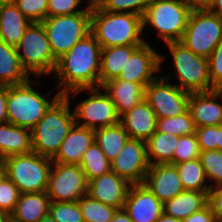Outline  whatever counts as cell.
Instances as JSON below:
<instances>
[{
  "label": "cell",
  "mask_w": 222,
  "mask_h": 222,
  "mask_svg": "<svg viewBox=\"0 0 222 222\" xmlns=\"http://www.w3.org/2000/svg\"><path fill=\"white\" fill-rule=\"evenodd\" d=\"M102 47L90 33L57 59L56 88L61 95L83 88L100 87Z\"/></svg>",
  "instance_id": "cell-1"
},
{
  "label": "cell",
  "mask_w": 222,
  "mask_h": 222,
  "mask_svg": "<svg viewBox=\"0 0 222 222\" xmlns=\"http://www.w3.org/2000/svg\"><path fill=\"white\" fill-rule=\"evenodd\" d=\"M90 33L102 48L142 45V16L133 13L109 12L91 3Z\"/></svg>",
  "instance_id": "cell-2"
},
{
  "label": "cell",
  "mask_w": 222,
  "mask_h": 222,
  "mask_svg": "<svg viewBox=\"0 0 222 222\" xmlns=\"http://www.w3.org/2000/svg\"><path fill=\"white\" fill-rule=\"evenodd\" d=\"M70 100L62 95L31 129L32 149L40 156L52 159L76 123Z\"/></svg>",
  "instance_id": "cell-3"
},
{
  "label": "cell",
  "mask_w": 222,
  "mask_h": 222,
  "mask_svg": "<svg viewBox=\"0 0 222 222\" xmlns=\"http://www.w3.org/2000/svg\"><path fill=\"white\" fill-rule=\"evenodd\" d=\"M33 84V85H32ZM34 80L19 85L7 86L8 122L19 127L32 129L44 116L47 110L62 96L58 91L44 95L35 90Z\"/></svg>",
  "instance_id": "cell-4"
},
{
  "label": "cell",
  "mask_w": 222,
  "mask_h": 222,
  "mask_svg": "<svg viewBox=\"0 0 222 222\" xmlns=\"http://www.w3.org/2000/svg\"><path fill=\"white\" fill-rule=\"evenodd\" d=\"M190 13L183 0H150L142 17L143 32L149 25L164 43L180 41Z\"/></svg>",
  "instance_id": "cell-5"
},
{
  "label": "cell",
  "mask_w": 222,
  "mask_h": 222,
  "mask_svg": "<svg viewBox=\"0 0 222 222\" xmlns=\"http://www.w3.org/2000/svg\"><path fill=\"white\" fill-rule=\"evenodd\" d=\"M172 56L174 75L180 89L188 93L209 92L215 90L209 75L207 58L194 54L179 41L165 43Z\"/></svg>",
  "instance_id": "cell-6"
},
{
  "label": "cell",
  "mask_w": 222,
  "mask_h": 222,
  "mask_svg": "<svg viewBox=\"0 0 222 222\" xmlns=\"http://www.w3.org/2000/svg\"><path fill=\"white\" fill-rule=\"evenodd\" d=\"M17 55L29 75L52 77L57 59L54 57L46 31L41 22H32L16 46Z\"/></svg>",
  "instance_id": "cell-7"
},
{
  "label": "cell",
  "mask_w": 222,
  "mask_h": 222,
  "mask_svg": "<svg viewBox=\"0 0 222 222\" xmlns=\"http://www.w3.org/2000/svg\"><path fill=\"white\" fill-rule=\"evenodd\" d=\"M7 177L21 193L46 192L52 159L31 151L4 158Z\"/></svg>",
  "instance_id": "cell-8"
},
{
  "label": "cell",
  "mask_w": 222,
  "mask_h": 222,
  "mask_svg": "<svg viewBox=\"0 0 222 222\" xmlns=\"http://www.w3.org/2000/svg\"><path fill=\"white\" fill-rule=\"evenodd\" d=\"M56 59L90 34L91 4L82 13L47 17L42 22Z\"/></svg>",
  "instance_id": "cell-9"
},
{
  "label": "cell",
  "mask_w": 222,
  "mask_h": 222,
  "mask_svg": "<svg viewBox=\"0 0 222 222\" xmlns=\"http://www.w3.org/2000/svg\"><path fill=\"white\" fill-rule=\"evenodd\" d=\"M85 91L90 94L89 97L80 100L73 108L77 125L95 130L120 122V116L114 103L102 87L75 89L69 91L65 96L71 98L72 94L73 98L79 93H86Z\"/></svg>",
  "instance_id": "cell-10"
},
{
  "label": "cell",
  "mask_w": 222,
  "mask_h": 222,
  "mask_svg": "<svg viewBox=\"0 0 222 222\" xmlns=\"http://www.w3.org/2000/svg\"><path fill=\"white\" fill-rule=\"evenodd\" d=\"M222 39V20L209 10L191 11L181 40L194 54L209 58Z\"/></svg>",
  "instance_id": "cell-11"
},
{
  "label": "cell",
  "mask_w": 222,
  "mask_h": 222,
  "mask_svg": "<svg viewBox=\"0 0 222 222\" xmlns=\"http://www.w3.org/2000/svg\"><path fill=\"white\" fill-rule=\"evenodd\" d=\"M170 78V74L158 75L145 87L144 100L157 118L175 117L188 109L190 93L170 83Z\"/></svg>",
  "instance_id": "cell-12"
},
{
  "label": "cell",
  "mask_w": 222,
  "mask_h": 222,
  "mask_svg": "<svg viewBox=\"0 0 222 222\" xmlns=\"http://www.w3.org/2000/svg\"><path fill=\"white\" fill-rule=\"evenodd\" d=\"M88 182L79 165L52 163L46 193L50 201L75 202L87 195Z\"/></svg>",
  "instance_id": "cell-13"
},
{
  "label": "cell",
  "mask_w": 222,
  "mask_h": 222,
  "mask_svg": "<svg viewBox=\"0 0 222 222\" xmlns=\"http://www.w3.org/2000/svg\"><path fill=\"white\" fill-rule=\"evenodd\" d=\"M149 169L146 141L128 139L119 155L111 161V171L130 184L144 183Z\"/></svg>",
  "instance_id": "cell-14"
},
{
  "label": "cell",
  "mask_w": 222,
  "mask_h": 222,
  "mask_svg": "<svg viewBox=\"0 0 222 222\" xmlns=\"http://www.w3.org/2000/svg\"><path fill=\"white\" fill-rule=\"evenodd\" d=\"M166 59L163 54L156 52L152 44L144 42L127 60L120 72L118 79L139 83L144 88L153 81L161 69L162 62Z\"/></svg>",
  "instance_id": "cell-15"
},
{
  "label": "cell",
  "mask_w": 222,
  "mask_h": 222,
  "mask_svg": "<svg viewBox=\"0 0 222 222\" xmlns=\"http://www.w3.org/2000/svg\"><path fill=\"white\" fill-rule=\"evenodd\" d=\"M124 210L132 222H156L163 213V203L145 184H131Z\"/></svg>",
  "instance_id": "cell-16"
},
{
  "label": "cell",
  "mask_w": 222,
  "mask_h": 222,
  "mask_svg": "<svg viewBox=\"0 0 222 222\" xmlns=\"http://www.w3.org/2000/svg\"><path fill=\"white\" fill-rule=\"evenodd\" d=\"M131 184L113 171L88 182L87 195L105 205L123 209Z\"/></svg>",
  "instance_id": "cell-17"
},
{
  "label": "cell",
  "mask_w": 222,
  "mask_h": 222,
  "mask_svg": "<svg viewBox=\"0 0 222 222\" xmlns=\"http://www.w3.org/2000/svg\"><path fill=\"white\" fill-rule=\"evenodd\" d=\"M162 203L184 191L174 164L149 165L144 183Z\"/></svg>",
  "instance_id": "cell-18"
},
{
  "label": "cell",
  "mask_w": 222,
  "mask_h": 222,
  "mask_svg": "<svg viewBox=\"0 0 222 222\" xmlns=\"http://www.w3.org/2000/svg\"><path fill=\"white\" fill-rule=\"evenodd\" d=\"M222 90L190 93L188 110L191 113L195 128L222 125Z\"/></svg>",
  "instance_id": "cell-19"
},
{
  "label": "cell",
  "mask_w": 222,
  "mask_h": 222,
  "mask_svg": "<svg viewBox=\"0 0 222 222\" xmlns=\"http://www.w3.org/2000/svg\"><path fill=\"white\" fill-rule=\"evenodd\" d=\"M94 142V130L76 123L60 145L53 162L62 164L79 165L85 151Z\"/></svg>",
  "instance_id": "cell-20"
},
{
  "label": "cell",
  "mask_w": 222,
  "mask_h": 222,
  "mask_svg": "<svg viewBox=\"0 0 222 222\" xmlns=\"http://www.w3.org/2000/svg\"><path fill=\"white\" fill-rule=\"evenodd\" d=\"M120 123L130 139L147 141L156 131L157 117L150 105L143 100L122 114Z\"/></svg>",
  "instance_id": "cell-21"
},
{
  "label": "cell",
  "mask_w": 222,
  "mask_h": 222,
  "mask_svg": "<svg viewBox=\"0 0 222 222\" xmlns=\"http://www.w3.org/2000/svg\"><path fill=\"white\" fill-rule=\"evenodd\" d=\"M101 87L111 98L119 116L144 100L145 88L139 83L115 78L105 82Z\"/></svg>",
  "instance_id": "cell-22"
},
{
  "label": "cell",
  "mask_w": 222,
  "mask_h": 222,
  "mask_svg": "<svg viewBox=\"0 0 222 222\" xmlns=\"http://www.w3.org/2000/svg\"><path fill=\"white\" fill-rule=\"evenodd\" d=\"M15 3H0V40L16 47L31 24Z\"/></svg>",
  "instance_id": "cell-23"
},
{
  "label": "cell",
  "mask_w": 222,
  "mask_h": 222,
  "mask_svg": "<svg viewBox=\"0 0 222 222\" xmlns=\"http://www.w3.org/2000/svg\"><path fill=\"white\" fill-rule=\"evenodd\" d=\"M49 205L46 192L21 193L10 216L16 222H38L48 215Z\"/></svg>",
  "instance_id": "cell-24"
},
{
  "label": "cell",
  "mask_w": 222,
  "mask_h": 222,
  "mask_svg": "<svg viewBox=\"0 0 222 222\" xmlns=\"http://www.w3.org/2000/svg\"><path fill=\"white\" fill-rule=\"evenodd\" d=\"M33 151L31 130L9 122L0 124V158Z\"/></svg>",
  "instance_id": "cell-25"
},
{
  "label": "cell",
  "mask_w": 222,
  "mask_h": 222,
  "mask_svg": "<svg viewBox=\"0 0 222 222\" xmlns=\"http://www.w3.org/2000/svg\"><path fill=\"white\" fill-rule=\"evenodd\" d=\"M208 204V192L184 190L163 203V212L183 220Z\"/></svg>",
  "instance_id": "cell-26"
},
{
  "label": "cell",
  "mask_w": 222,
  "mask_h": 222,
  "mask_svg": "<svg viewBox=\"0 0 222 222\" xmlns=\"http://www.w3.org/2000/svg\"><path fill=\"white\" fill-rule=\"evenodd\" d=\"M30 79L20 62L16 47L0 40V85H19Z\"/></svg>",
  "instance_id": "cell-27"
},
{
  "label": "cell",
  "mask_w": 222,
  "mask_h": 222,
  "mask_svg": "<svg viewBox=\"0 0 222 222\" xmlns=\"http://www.w3.org/2000/svg\"><path fill=\"white\" fill-rule=\"evenodd\" d=\"M140 45H124L102 48L100 66V87L119 76L127 60Z\"/></svg>",
  "instance_id": "cell-28"
},
{
  "label": "cell",
  "mask_w": 222,
  "mask_h": 222,
  "mask_svg": "<svg viewBox=\"0 0 222 222\" xmlns=\"http://www.w3.org/2000/svg\"><path fill=\"white\" fill-rule=\"evenodd\" d=\"M179 136L155 131L146 141L149 165L171 163Z\"/></svg>",
  "instance_id": "cell-29"
},
{
  "label": "cell",
  "mask_w": 222,
  "mask_h": 222,
  "mask_svg": "<svg viewBox=\"0 0 222 222\" xmlns=\"http://www.w3.org/2000/svg\"><path fill=\"white\" fill-rule=\"evenodd\" d=\"M128 139L129 135L120 122L94 130V141L110 162L119 155Z\"/></svg>",
  "instance_id": "cell-30"
},
{
  "label": "cell",
  "mask_w": 222,
  "mask_h": 222,
  "mask_svg": "<svg viewBox=\"0 0 222 222\" xmlns=\"http://www.w3.org/2000/svg\"><path fill=\"white\" fill-rule=\"evenodd\" d=\"M174 165L184 190L199 192H209L211 190L209 182H206V174L199 158Z\"/></svg>",
  "instance_id": "cell-31"
},
{
  "label": "cell",
  "mask_w": 222,
  "mask_h": 222,
  "mask_svg": "<svg viewBox=\"0 0 222 222\" xmlns=\"http://www.w3.org/2000/svg\"><path fill=\"white\" fill-rule=\"evenodd\" d=\"M79 166L85 174L87 182L111 171V162L95 141L85 151Z\"/></svg>",
  "instance_id": "cell-32"
},
{
  "label": "cell",
  "mask_w": 222,
  "mask_h": 222,
  "mask_svg": "<svg viewBox=\"0 0 222 222\" xmlns=\"http://www.w3.org/2000/svg\"><path fill=\"white\" fill-rule=\"evenodd\" d=\"M195 129L188 109L183 114L175 117L157 118V132L174 134L180 137L195 134Z\"/></svg>",
  "instance_id": "cell-33"
},
{
  "label": "cell",
  "mask_w": 222,
  "mask_h": 222,
  "mask_svg": "<svg viewBox=\"0 0 222 222\" xmlns=\"http://www.w3.org/2000/svg\"><path fill=\"white\" fill-rule=\"evenodd\" d=\"M79 205L84 222H111L118 208L105 205L102 202L82 196Z\"/></svg>",
  "instance_id": "cell-34"
},
{
  "label": "cell",
  "mask_w": 222,
  "mask_h": 222,
  "mask_svg": "<svg viewBox=\"0 0 222 222\" xmlns=\"http://www.w3.org/2000/svg\"><path fill=\"white\" fill-rule=\"evenodd\" d=\"M199 159L211 189L222 186V151H201Z\"/></svg>",
  "instance_id": "cell-35"
},
{
  "label": "cell",
  "mask_w": 222,
  "mask_h": 222,
  "mask_svg": "<svg viewBox=\"0 0 222 222\" xmlns=\"http://www.w3.org/2000/svg\"><path fill=\"white\" fill-rule=\"evenodd\" d=\"M92 2L104 11L133 13L143 17L150 0H92Z\"/></svg>",
  "instance_id": "cell-36"
},
{
  "label": "cell",
  "mask_w": 222,
  "mask_h": 222,
  "mask_svg": "<svg viewBox=\"0 0 222 222\" xmlns=\"http://www.w3.org/2000/svg\"><path fill=\"white\" fill-rule=\"evenodd\" d=\"M48 214L57 222H84L78 201H50Z\"/></svg>",
  "instance_id": "cell-37"
},
{
  "label": "cell",
  "mask_w": 222,
  "mask_h": 222,
  "mask_svg": "<svg viewBox=\"0 0 222 222\" xmlns=\"http://www.w3.org/2000/svg\"><path fill=\"white\" fill-rule=\"evenodd\" d=\"M200 153L201 150L195 134L180 136L175 148L173 161L170 164H180L199 158Z\"/></svg>",
  "instance_id": "cell-38"
},
{
  "label": "cell",
  "mask_w": 222,
  "mask_h": 222,
  "mask_svg": "<svg viewBox=\"0 0 222 222\" xmlns=\"http://www.w3.org/2000/svg\"><path fill=\"white\" fill-rule=\"evenodd\" d=\"M49 0H16L14 3L30 22H42L47 18Z\"/></svg>",
  "instance_id": "cell-39"
},
{
  "label": "cell",
  "mask_w": 222,
  "mask_h": 222,
  "mask_svg": "<svg viewBox=\"0 0 222 222\" xmlns=\"http://www.w3.org/2000/svg\"><path fill=\"white\" fill-rule=\"evenodd\" d=\"M83 0H49L47 6V17L69 15L84 12L92 0H88V5L80 9ZM79 7V9H78Z\"/></svg>",
  "instance_id": "cell-40"
},
{
  "label": "cell",
  "mask_w": 222,
  "mask_h": 222,
  "mask_svg": "<svg viewBox=\"0 0 222 222\" xmlns=\"http://www.w3.org/2000/svg\"><path fill=\"white\" fill-rule=\"evenodd\" d=\"M20 192L15 184L7 177L0 184V211L11 215L15 209Z\"/></svg>",
  "instance_id": "cell-41"
},
{
  "label": "cell",
  "mask_w": 222,
  "mask_h": 222,
  "mask_svg": "<svg viewBox=\"0 0 222 222\" xmlns=\"http://www.w3.org/2000/svg\"><path fill=\"white\" fill-rule=\"evenodd\" d=\"M212 87L222 90V39L208 58Z\"/></svg>",
  "instance_id": "cell-42"
},
{
  "label": "cell",
  "mask_w": 222,
  "mask_h": 222,
  "mask_svg": "<svg viewBox=\"0 0 222 222\" xmlns=\"http://www.w3.org/2000/svg\"><path fill=\"white\" fill-rule=\"evenodd\" d=\"M195 135L201 151L217 150L218 125L198 127L195 129Z\"/></svg>",
  "instance_id": "cell-43"
},
{
  "label": "cell",
  "mask_w": 222,
  "mask_h": 222,
  "mask_svg": "<svg viewBox=\"0 0 222 222\" xmlns=\"http://www.w3.org/2000/svg\"><path fill=\"white\" fill-rule=\"evenodd\" d=\"M208 204L217 222H222V186L213 188L208 192Z\"/></svg>",
  "instance_id": "cell-44"
},
{
  "label": "cell",
  "mask_w": 222,
  "mask_h": 222,
  "mask_svg": "<svg viewBox=\"0 0 222 222\" xmlns=\"http://www.w3.org/2000/svg\"><path fill=\"white\" fill-rule=\"evenodd\" d=\"M181 222H217V219H216L210 205L207 204L201 210H199V211L191 214L187 218L181 220Z\"/></svg>",
  "instance_id": "cell-45"
},
{
  "label": "cell",
  "mask_w": 222,
  "mask_h": 222,
  "mask_svg": "<svg viewBox=\"0 0 222 222\" xmlns=\"http://www.w3.org/2000/svg\"><path fill=\"white\" fill-rule=\"evenodd\" d=\"M191 11L210 10L215 0H183Z\"/></svg>",
  "instance_id": "cell-46"
},
{
  "label": "cell",
  "mask_w": 222,
  "mask_h": 222,
  "mask_svg": "<svg viewBox=\"0 0 222 222\" xmlns=\"http://www.w3.org/2000/svg\"><path fill=\"white\" fill-rule=\"evenodd\" d=\"M8 122L7 85H0V124Z\"/></svg>",
  "instance_id": "cell-47"
},
{
  "label": "cell",
  "mask_w": 222,
  "mask_h": 222,
  "mask_svg": "<svg viewBox=\"0 0 222 222\" xmlns=\"http://www.w3.org/2000/svg\"><path fill=\"white\" fill-rule=\"evenodd\" d=\"M111 222H132V220L123 208L117 210Z\"/></svg>",
  "instance_id": "cell-48"
},
{
  "label": "cell",
  "mask_w": 222,
  "mask_h": 222,
  "mask_svg": "<svg viewBox=\"0 0 222 222\" xmlns=\"http://www.w3.org/2000/svg\"><path fill=\"white\" fill-rule=\"evenodd\" d=\"M222 20V0H215L209 10Z\"/></svg>",
  "instance_id": "cell-49"
},
{
  "label": "cell",
  "mask_w": 222,
  "mask_h": 222,
  "mask_svg": "<svg viewBox=\"0 0 222 222\" xmlns=\"http://www.w3.org/2000/svg\"><path fill=\"white\" fill-rule=\"evenodd\" d=\"M7 178V167L4 158H0V184Z\"/></svg>",
  "instance_id": "cell-50"
},
{
  "label": "cell",
  "mask_w": 222,
  "mask_h": 222,
  "mask_svg": "<svg viewBox=\"0 0 222 222\" xmlns=\"http://www.w3.org/2000/svg\"><path fill=\"white\" fill-rule=\"evenodd\" d=\"M156 222H181L178 219H175L172 216L166 215L164 212L161 214L159 219Z\"/></svg>",
  "instance_id": "cell-51"
},
{
  "label": "cell",
  "mask_w": 222,
  "mask_h": 222,
  "mask_svg": "<svg viewBox=\"0 0 222 222\" xmlns=\"http://www.w3.org/2000/svg\"><path fill=\"white\" fill-rule=\"evenodd\" d=\"M217 150L222 151V125H218V143Z\"/></svg>",
  "instance_id": "cell-52"
},
{
  "label": "cell",
  "mask_w": 222,
  "mask_h": 222,
  "mask_svg": "<svg viewBox=\"0 0 222 222\" xmlns=\"http://www.w3.org/2000/svg\"><path fill=\"white\" fill-rule=\"evenodd\" d=\"M11 216L5 212L0 211V222H9Z\"/></svg>",
  "instance_id": "cell-53"
},
{
  "label": "cell",
  "mask_w": 222,
  "mask_h": 222,
  "mask_svg": "<svg viewBox=\"0 0 222 222\" xmlns=\"http://www.w3.org/2000/svg\"><path fill=\"white\" fill-rule=\"evenodd\" d=\"M38 222H57L49 214L40 219Z\"/></svg>",
  "instance_id": "cell-54"
},
{
  "label": "cell",
  "mask_w": 222,
  "mask_h": 222,
  "mask_svg": "<svg viewBox=\"0 0 222 222\" xmlns=\"http://www.w3.org/2000/svg\"><path fill=\"white\" fill-rule=\"evenodd\" d=\"M16 0H0V3H14Z\"/></svg>",
  "instance_id": "cell-55"
},
{
  "label": "cell",
  "mask_w": 222,
  "mask_h": 222,
  "mask_svg": "<svg viewBox=\"0 0 222 222\" xmlns=\"http://www.w3.org/2000/svg\"><path fill=\"white\" fill-rule=\"evenodd\" d=\"M9 222H16V221H14L12 218H10V219H9Z\"/></svg>",
  "instance_id": "cell-56"
}]
</instances>
